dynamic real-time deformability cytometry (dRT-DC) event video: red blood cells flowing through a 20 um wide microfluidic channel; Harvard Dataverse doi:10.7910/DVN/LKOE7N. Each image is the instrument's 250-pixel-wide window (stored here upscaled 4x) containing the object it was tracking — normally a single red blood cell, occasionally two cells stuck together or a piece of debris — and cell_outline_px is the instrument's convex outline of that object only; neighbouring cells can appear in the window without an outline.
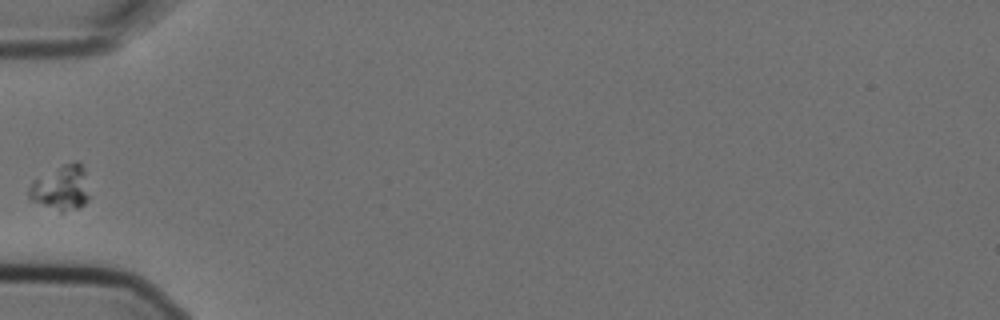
{"species": "Egyptian fruit bat (a non-hibernating species)", "species_latin": "Rousettus aegyptiacus", "temperature_condition": "cold", "stored_images_in_passage": 11, "camera_frame_rate_fps": 3000, "um_per_image_px": 0.085, "animal": {"sex": "female"}, "frame": {"image": 1, "passage_image": 2, "time_ms": 0.333, "image_size_px": [1000, 320], "cell_outline_px": [[88, 200], [80, 208], [60, 212], [32, 200], [28, 196], [28, 188], [32, 180], [64, 164], [76, 160], [84, 168], [88, 196]], "centroid_in_image_um": [5.18, 15.97], "position_along_channel_um": 79.8, "area_um2": 15.66}}
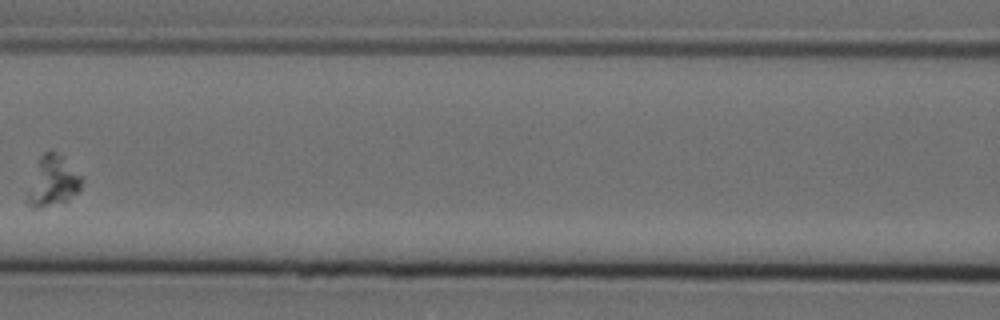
{"frame": {"image": 2, "passage_image": 4, "time_ms": 1.0, "image_size_px": [1000, 320], "cell_outline_px": [[84, 180], [80, 188], [76, 192], [64, 200], [36, 208], [32, 208], [28, 204], [28, 188], [40, 156], [44, 152], [56, 152], [64, 156]], "centroid_in_image_um": [4.49, 15.35], "position_along_channel_um": 162.1, "area_um2": 15.32}}
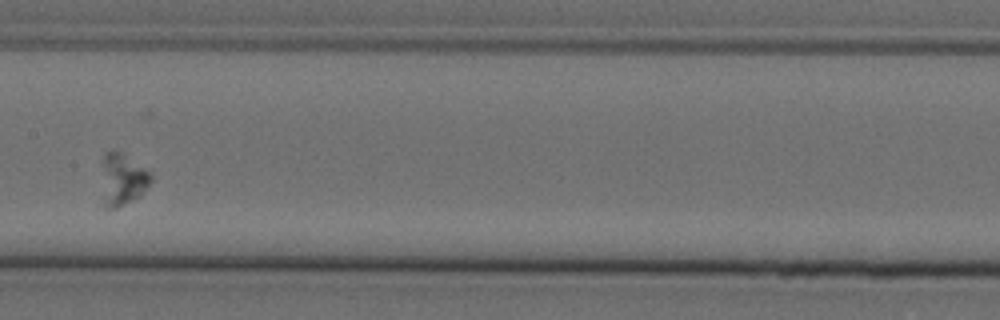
{"frame": {"image": 3, "passage_image": 5, "time_ms": 1.333, "image_size_px": [1000, 320], "cell_outline_px": [[152, 180], [140, 196], [116, 208], [104, 208], [104, 156], [112, 148], [124, 152], [152, 172]], "centroid_in_image_um": [10.49, 15.2], "position_along_channel_um": 196.9, "area_um2": 14.8}}